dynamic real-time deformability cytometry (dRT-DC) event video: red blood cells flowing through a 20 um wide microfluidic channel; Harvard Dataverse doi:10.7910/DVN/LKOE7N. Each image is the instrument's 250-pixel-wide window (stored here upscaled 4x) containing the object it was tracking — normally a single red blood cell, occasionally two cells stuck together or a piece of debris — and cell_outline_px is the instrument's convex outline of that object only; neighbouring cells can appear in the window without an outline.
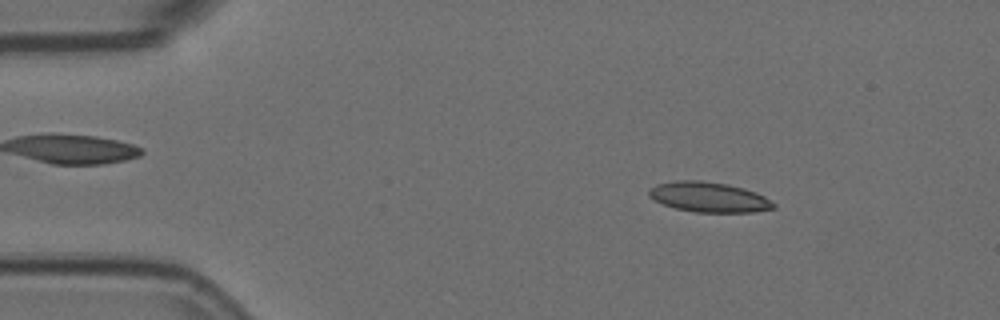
{"species": "Egyptian fruit bat (a non-hibernating species)", "species_latin": "Rousettus aegyptiacus", "temperature_condition": "room temperature", "stored_images_in_passage": 3, "camera_frame_rate_fps": 3000, "um_per_image_px": 0.085, "animal": {"sex": "female"}, "frame": {"image": 1, "passage_image": 2, "time_ms": 0.333, "image_size_px": [1000, 320], "cell_outline_px": [[776, 208], [752, 212], [696, 212], [676, 208], [664, 204], [648, 196], [648, 188], [656, 184], [676, 180], [700, 180], [728, 184], [744, 188], [756, 192], [764, 196], [776, 204]], "centroid_in_image_um": [60.26, 16.74], "position_along_channel_um": 24.7, "area_um2": 21.91}}